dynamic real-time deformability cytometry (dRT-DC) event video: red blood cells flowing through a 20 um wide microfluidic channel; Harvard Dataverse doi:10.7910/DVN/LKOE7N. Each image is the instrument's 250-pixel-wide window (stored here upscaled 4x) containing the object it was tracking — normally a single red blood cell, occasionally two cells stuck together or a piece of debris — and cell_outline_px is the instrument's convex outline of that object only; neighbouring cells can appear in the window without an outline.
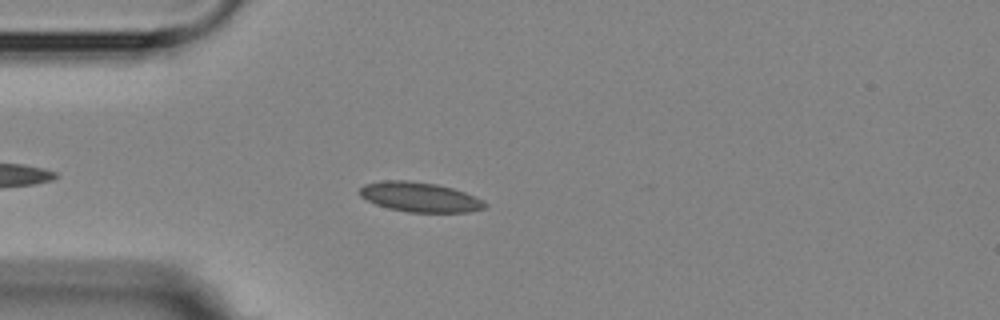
{"species": "Egyptian fruit bat (a non-hibernating species)", "species_latin": "Rousettus aegyptiacus", "temperature_condition": "room temperature", "stored_images_in_passage": 4, "camera_frame_rate_fps": 3000, "um_per_image_px": 0.085, "animal": {"sex": "female"}, "frame": {"image": 1, "passage_image": 3, "time_ms": 2.333, "image_size_px": [1000, 320], "cell_outline_px": [[488, 204], [484, 208], [468, 212], [408, 212], [388, 208], [376, 204], [360, 196], [356, 192], [364, 184], [384, 180], [408, 180], [436, 184], [452, 188], [464, 192], [484, 200]], "centroid_in_image_um": [35.66, 16.74], "position_along_channel_um": 49.3, "area_um2": 21.73}}